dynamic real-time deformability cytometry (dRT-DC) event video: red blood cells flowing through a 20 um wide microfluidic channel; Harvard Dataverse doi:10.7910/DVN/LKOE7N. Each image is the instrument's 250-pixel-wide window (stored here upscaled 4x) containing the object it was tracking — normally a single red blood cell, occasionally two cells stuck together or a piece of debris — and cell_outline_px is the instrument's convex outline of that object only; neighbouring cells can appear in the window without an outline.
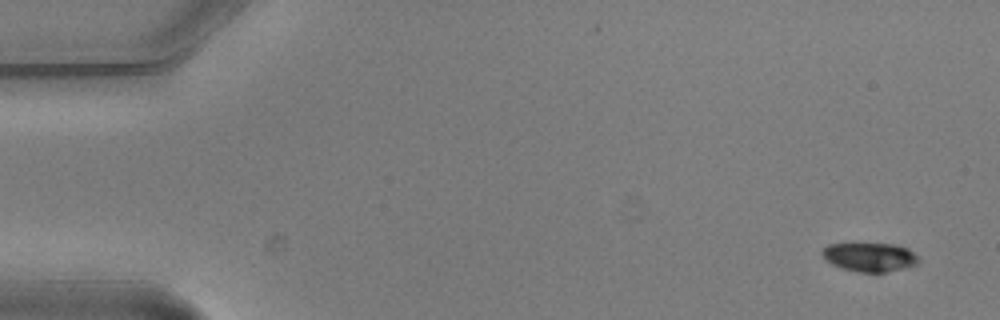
{"species": "common noctule bat (a hibernating species)", "species_latin": "Nyctalus noctula", "temperature_condition": "warm", "stored_images_in_passage": 5, "camera_frame_rate_fps": 3000, "um_per_image_px": 0.085, "animal": {"sex": "male", "body_mass_g": 20.5, "forearm_length_mm": 52.5}, "frame": {"image": 1, "passage_image": 1, "time_ms": 0.0, "image_size_px": [1000, 320], "cell_outline_px": [[920, 264], [904, 268], [884, 272], [856, 272], [840, 268], [832, 264], [820, 252], [828, 244], [892, 244], [908, 248], [920, 260]], "centroid_in_image_um": [73.94, 21.86], "position_along_channel_um": 11.1, "area_um2": 16.13}}
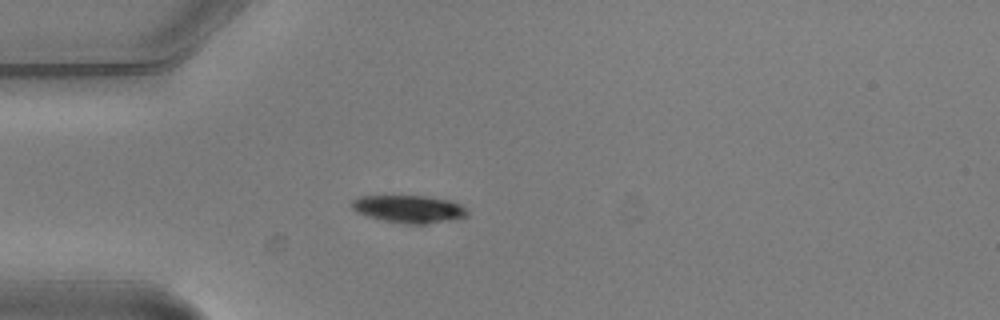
{"frame": {"image": 2, "passage_image": 4, "time_ms": 1.0, "image_size_px": [1000, 320], "cell_outline_px": [[468, 216], [448, 220], [424, 224], [408, 224], [384, 220], [368, 216], [356, 212], [352, 208], [352, 200], [360, 196], [428, 196], [448, 200], [460, 204], [468, 212]], "centroid_in_image_um": [34.75, 17.76], "position_along_channel_um": 50.2, "area_um2": 18.32}}